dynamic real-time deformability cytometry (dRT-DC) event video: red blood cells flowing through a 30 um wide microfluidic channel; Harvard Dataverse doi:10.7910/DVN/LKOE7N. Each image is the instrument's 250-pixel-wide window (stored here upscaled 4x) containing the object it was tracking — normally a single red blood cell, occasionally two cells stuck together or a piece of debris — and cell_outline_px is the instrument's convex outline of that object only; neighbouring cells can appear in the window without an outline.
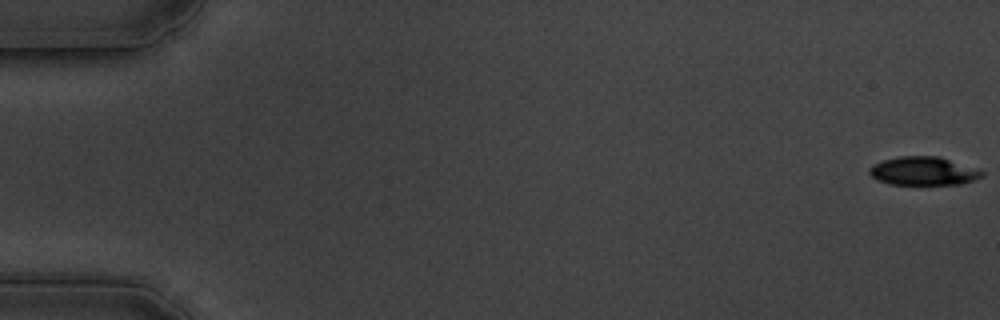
{"species": "common noctule bat (a hibernating species)", "species_latin": "Nyctalus noctula", "temperature_condition": "cold", "stored_images_in_passage": 18, "camera_frame_rate_fps": 3000, "um_per_image_px": 0.085, "animal": {"sex": "male", "body_mass_g": 19.5, "forearm_length_mm": 54.6}, "frame": {"image": 1, "passage_image": 1, "time_ms": 0.0, "image_size_px": [1000, 320], "cell_outline_px": [[984, 176], [960, 184], [888, 184], [876, 180], [868, 172], [868, 168], [872, 164], [884, 160], [900, 156], [940, 156], [984, 172]], "centroid_in_image_um": [78.43, 14.54], "position_along_channel_um": 6.6, "area_um2": 18.55}}
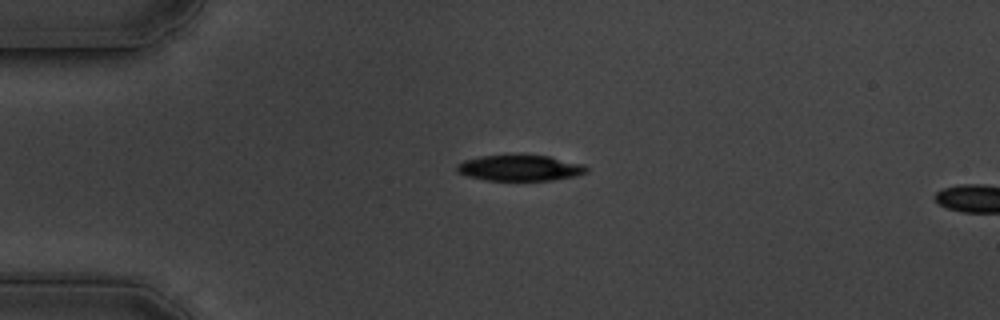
{"frame": {"image": 2, "passage_image": 15, "time_ms": 4.667, "image_size_px": [1000, 320], "cell_outline_px": [[588, 172], [576, 176], [552, 180], [484, 180], [468, 176], [456, 172], [456, 164], [464, 160], [480, 156], [548, 156], [584, 164], [588, 168]], "centroid_in_image_um": [44.19, 14.29], "position_along_channel_um": 40.8, "area_um2": 19.36}}